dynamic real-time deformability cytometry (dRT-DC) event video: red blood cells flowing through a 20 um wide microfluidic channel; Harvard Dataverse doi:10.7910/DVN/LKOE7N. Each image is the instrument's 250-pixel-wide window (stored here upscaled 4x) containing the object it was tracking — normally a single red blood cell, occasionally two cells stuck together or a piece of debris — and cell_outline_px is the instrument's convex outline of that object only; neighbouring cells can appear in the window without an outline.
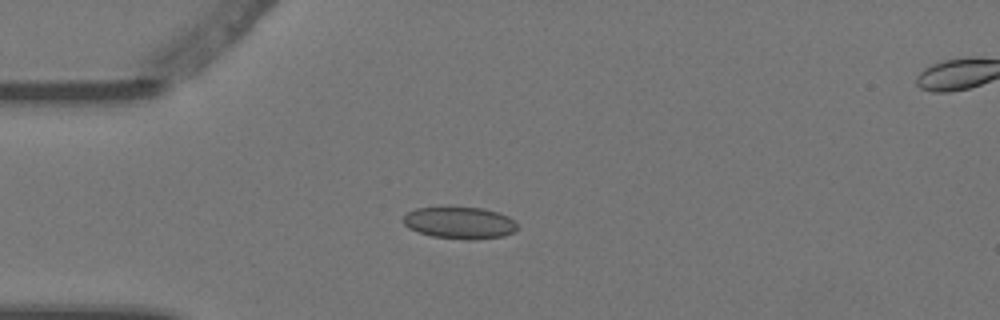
{"species": "Egyptian fruit bat (a non-hibernating species)", "species_latin": "Rousettus aegyptiacus", "temperature_condition": "warm", "stored_images_in_passage": 5, "camera_frame_rate_fps": 3000, "um_per_image_px": 0.085, "animal": {"sex": "female"}, "frame": {"image": 1, "passage_image": 3, "time_ms": 0.667, "image_size_px": [1000, 320], "cell_outline_px": [[516, 228], [512, 232], [504, 236], [472, 240], [468, 240], [432, 236], [416, 232], [408, 228], [404, 224], [404, 216], [408, 212], [416, 208], [484, 208], [508, 216], [516, 220]], "centroid_in_image_um": [39.07, 18.95], "position_along_channel_um": 45.9, "area_um2": 21.04}}
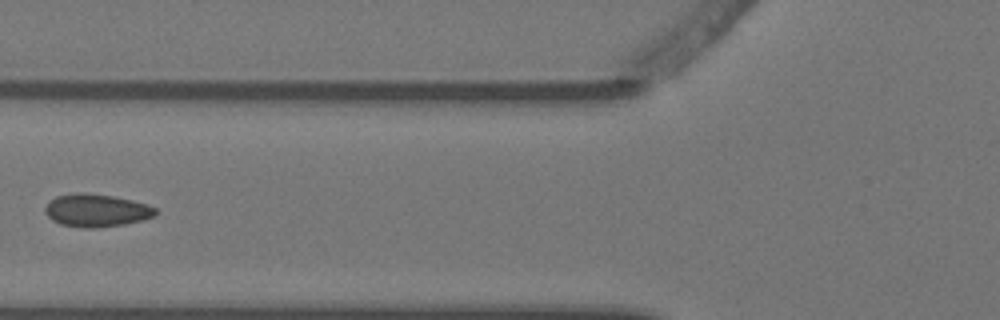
{"frame": {"image": 2, "passage_image": 5, "time_ms": 1.333, "image_size_px": [1000, 320], "cell_outline_px": [[156, 212], [152, 216], [140, 220], [124, 224], [96, 228], [84, 228], [60, 224], [52, 220], [44, 212], [44, 208], [48, 200], [56, 196], [76, 192], [84, 192], [112, 196], [132, 200], [148, 204], [156, 208]], "centroid_in_image_um": [8.13, 17.87], "position_along_channel_um": 117.7, "area_um2": 21.15}}